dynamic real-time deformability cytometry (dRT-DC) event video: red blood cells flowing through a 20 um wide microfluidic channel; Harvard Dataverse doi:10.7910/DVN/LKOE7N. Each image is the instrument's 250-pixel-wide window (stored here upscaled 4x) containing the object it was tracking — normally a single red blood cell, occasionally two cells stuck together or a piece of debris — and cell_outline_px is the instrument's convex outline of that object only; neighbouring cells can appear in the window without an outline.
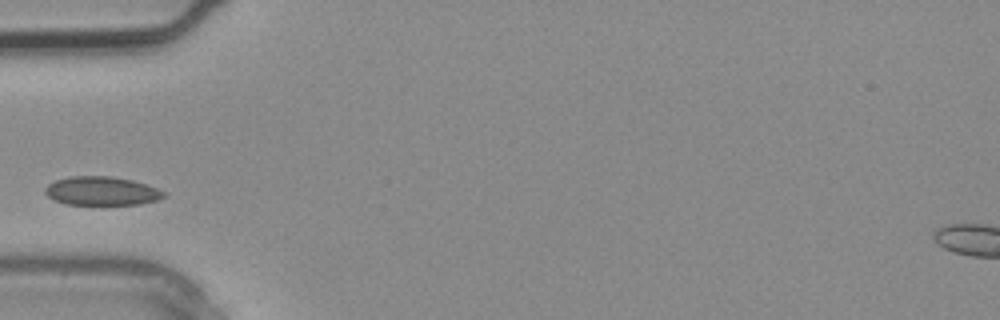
{"species": "common noctule bat (a hibernating species)", "species_latin": "Nyctalus noctula", "temperature_condition": "warm", "stored_images_in_passage": 1, "camera_frame_rate_fps": 3000, "um_per_image_px": 0.085, "animal": {"sex": "male", "body_mass_g": 20.4}, "frame": {"image": 1, "passage_image": 1, "time_ms": 0.0, "image_size_px": [1000, 320], "cell_outline_px": [[168, 196], [156, 200], [140, 204], [64, 204], [48, 196], [44, 192], [44, 188], [48, 184], [56, 180], [72, 176], [112, 176], [132, 180], [156, 188], [164, 192]], "centroid_in_image_um": [8.63, 16.23], "position_along_channel_um": 76.4, "area_um2": 19.71}}